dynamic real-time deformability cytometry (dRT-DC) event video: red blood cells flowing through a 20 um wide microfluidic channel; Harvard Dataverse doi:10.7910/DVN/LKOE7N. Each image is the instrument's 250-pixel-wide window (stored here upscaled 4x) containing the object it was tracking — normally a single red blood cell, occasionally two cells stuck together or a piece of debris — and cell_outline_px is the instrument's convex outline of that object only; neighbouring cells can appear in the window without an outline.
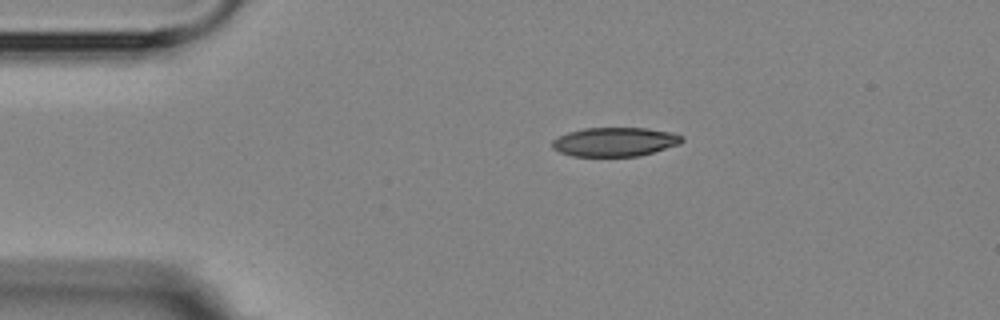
{"species": "Egyptian fruit bat (a non-hibernating species)", "species_latin": "Rousettus aegyptiacus", "temperature_condition": "room temperature", "stored_images_in_passage": 5, "camera_frame_rate_fps": 3000, "um_per_image_px": 0.085, "animal": {"sex": "female"}, "frame": {"image": 1, "passage_image": 1, "time_ms": 0.0, "image_size_px": [1000, 320], "cell_outline_px": [[684, 140], [680, 144], [640, 156], [572, 156], [560, 152], [552, 148], [552, 140], [568, 132], [584, 128], [648, 128], [672, 132], [684, 136]], "centroid_in_image_um": [52.29, 12.05], "position_along_channel_um": 32.7, "area_um2": 22.02}}
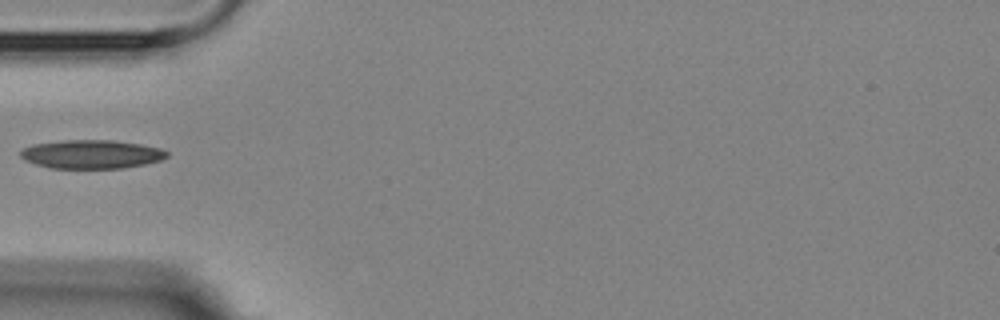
{"frame": {"image": 2, "passage_image": 3, "time_ms": 2.333, "image_size_px": [1000, 320], "cell_outline_px": [[168, 156], [160, 160], [144, 164], [120, 168], [48, 168], [24, 160], [20, 156], [20, 152], [24, 148], [32, 144], [64, 140], [112, 140], [140, 144], [160, 148], [168, 152]], "centroid_in_image_um": [7.75, 13.11], "position_along_channel_um": 77.3, "area_um2": 24.39}}
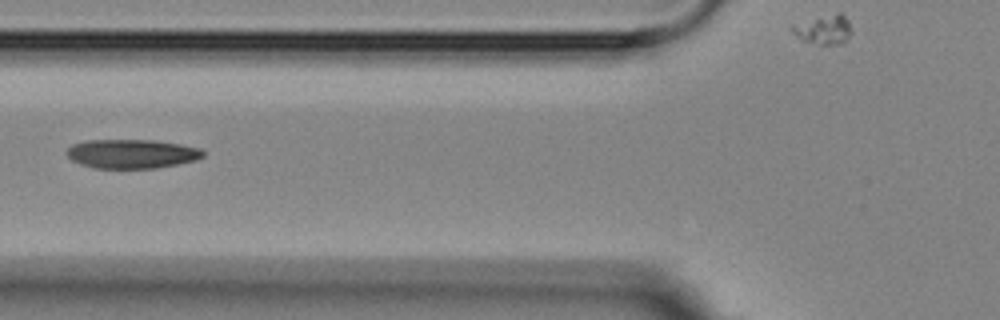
{"frame": {"image": 3, "passage_image": 4, "time_ms": 3.333, "image_size_px": [1000, 320], "cell_outline_px": [[204, 156], [196, 160], [156, 168], [92, 168], [80, 164], [72, 160], [64, 152], [72, 144], [84, 140], [152, 140], [180, 144], [200, 148], [204, 152]], "centroid_in_image_um": [11.16, 13.07], "position_along_channel_um": 114.6, "area_um2": 23.18}}